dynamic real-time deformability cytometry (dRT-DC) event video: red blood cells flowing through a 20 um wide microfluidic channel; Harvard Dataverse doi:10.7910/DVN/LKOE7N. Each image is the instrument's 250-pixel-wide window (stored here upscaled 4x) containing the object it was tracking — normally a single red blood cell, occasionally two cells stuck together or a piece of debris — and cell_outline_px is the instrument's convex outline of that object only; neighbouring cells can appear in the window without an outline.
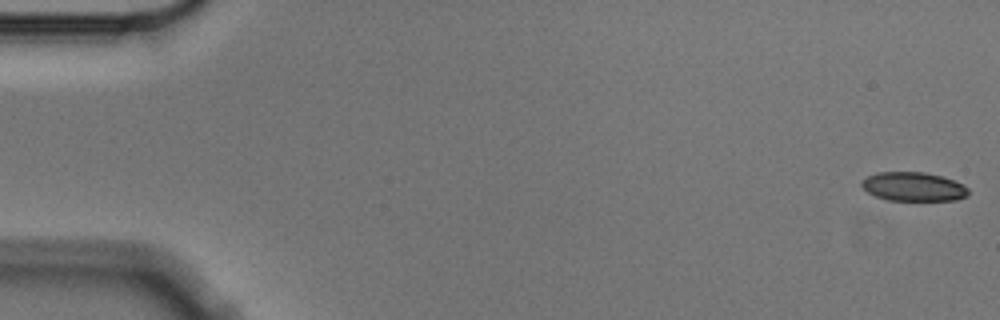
{"species": "Egyptian fruit bat (a non-hibernating species)", "species_latin": "Rousettus aegyptiacus", "temperature_condition": "cold", "stored_images_in_passage": 6, "camera_frame_rate_fps": 3000, "um_per_image_px": 0.085, "animal": {"sex": "male"}, "frame": {"image": 1, "passage_image": 1, "time_ms": 0.0, "image_size_px": [1000, 320], "cell_outline_px": [[968, 196], [956, 200], [884, 200], [868, 192], [860, 184], [860, 180], [876, 172], [924, 172], [944, 176], [964, 184], [968, 188]], "centroid_in_image_um": [77.65, 15.86], "position_along_channel_um": 7.3, "area_um2": 18.21}}
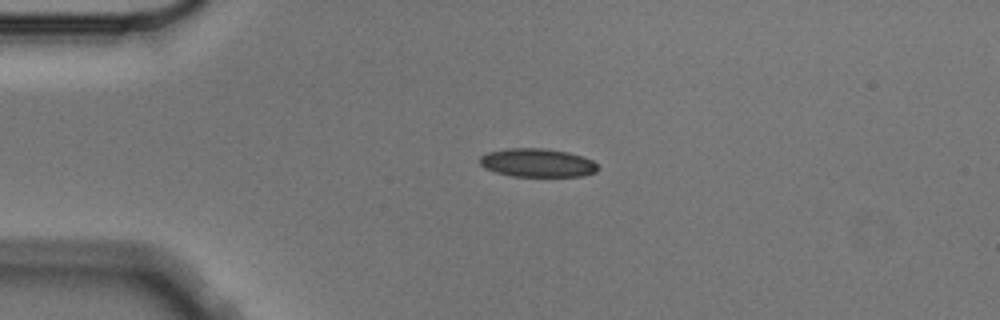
{"frame": {"image": 2, "passage_image": 4, "time_ms": 1.0, "image_size_px": [1000, 320], "cell_outline_px": [[600, 168], [596, 172], [584, 176], [512, 176], [496, 172], [484, 168], [480, 164], [480, 156], [488, 152], [508, 148], [544, 148], [568, 152], [592, 160]], "centroid_in_image_um": [45.68, 13.84], "position_along_channel_um": 39.3, "area_um2": 19.59}}
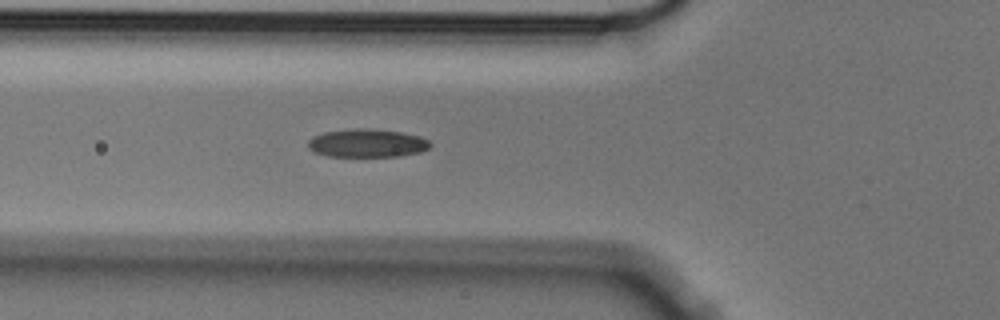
{"frame": {"image": 3, "passage_image": 6, "time_ms": 1.667, "image_size_px": [1000, 320], "cell_outline_px": [[432, 144], [428, 148], [420, 152], [400, 156], [328, 156], [316, 152], [308, 148], [308, 140], [312, 136], [324, 132], [356, 128], [368, 128], [400, 132], [420, 136], [428, 140]], "centroid_in_image_um": [31.2, 12.16], "position_along_channel_um": 94.6, "area_um2": 20.06}}